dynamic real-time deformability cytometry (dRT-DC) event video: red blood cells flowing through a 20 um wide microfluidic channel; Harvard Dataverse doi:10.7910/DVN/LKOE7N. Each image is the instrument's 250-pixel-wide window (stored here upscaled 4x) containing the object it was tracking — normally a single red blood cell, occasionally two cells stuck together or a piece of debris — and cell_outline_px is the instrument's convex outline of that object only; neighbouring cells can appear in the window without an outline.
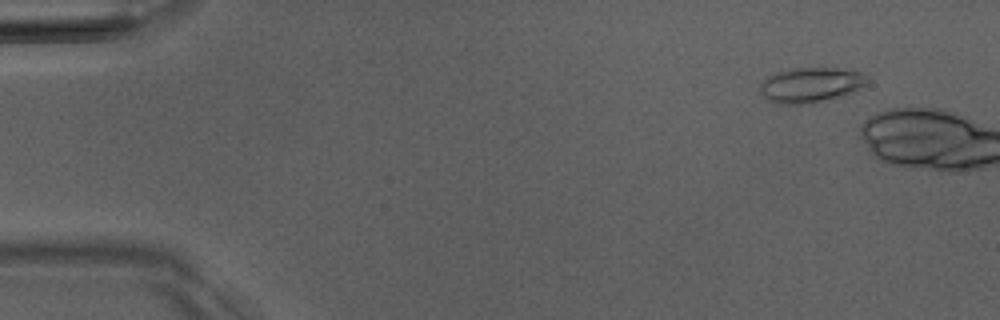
{"species": "Egyptian fruit bat (a non-hibernating species)", "species_latin": "Rousettus aegyptiacus", "temperature_condition": "room temperature", "stored_images_in_passage": 2, "camera_frame_rate_fps": 3000, "um_per_image_px": 0.085, "animal": {"sex": "male"}, "frame": {"image": 1, "passage_image": 1, "time_ms": 0.0, "image_size_px": [1000, 320], "cell_outline_px": [[868, 76], [864, 84], [852, 92], [844, 96], [804, 104], [776, 104], [768, 100], [764, 96], [760, 88], [760, 84], [768, 76], [776, 72], [792, 68], [836, 68], [868, 72]], "centroid_in_image_um": [68.93, 7.21], "position_along_channel_um": 16.1, "area_um2": 21.91}}